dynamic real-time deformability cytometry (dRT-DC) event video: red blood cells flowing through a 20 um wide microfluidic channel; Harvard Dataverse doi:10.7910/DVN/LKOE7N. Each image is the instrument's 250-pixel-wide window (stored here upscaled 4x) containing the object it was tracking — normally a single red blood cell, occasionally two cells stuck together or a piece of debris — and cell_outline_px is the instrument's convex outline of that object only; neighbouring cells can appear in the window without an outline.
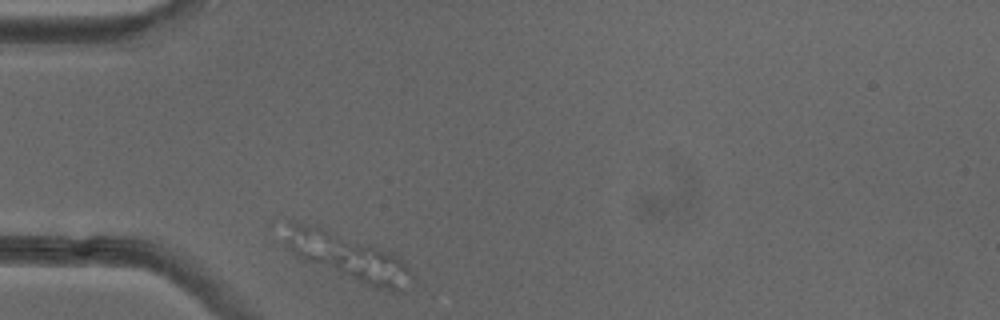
{"species": "common noctule bat (a hibernating species)", "species_latin": "Nyctalus noctula", "temperature_condition": "cold", "stored_images_in_passage": 33, "segment_of_instrument_passage": [1, 2], "camera_frame_rate_fps": 3000, "um_per_image_px": 0.085, "animal": {"sex": "female"}, "frame": {"image": 1, "passage_image": 1, "time_ms": 0.0, "image_size_px": [1000, 320], "cell_outline_px": [[412, 276], [396, 292], [376, 288], [304, 260], [296, 256], [284, 244], [284, 224], [288, 220], [292, 220], [320, 228], [372, 244], [404, 260], [408, 264]], "centroid_in_image_um": [29.47, 21.78], "position_along_channel_um": 55.5, "area_um2": 33.47}}